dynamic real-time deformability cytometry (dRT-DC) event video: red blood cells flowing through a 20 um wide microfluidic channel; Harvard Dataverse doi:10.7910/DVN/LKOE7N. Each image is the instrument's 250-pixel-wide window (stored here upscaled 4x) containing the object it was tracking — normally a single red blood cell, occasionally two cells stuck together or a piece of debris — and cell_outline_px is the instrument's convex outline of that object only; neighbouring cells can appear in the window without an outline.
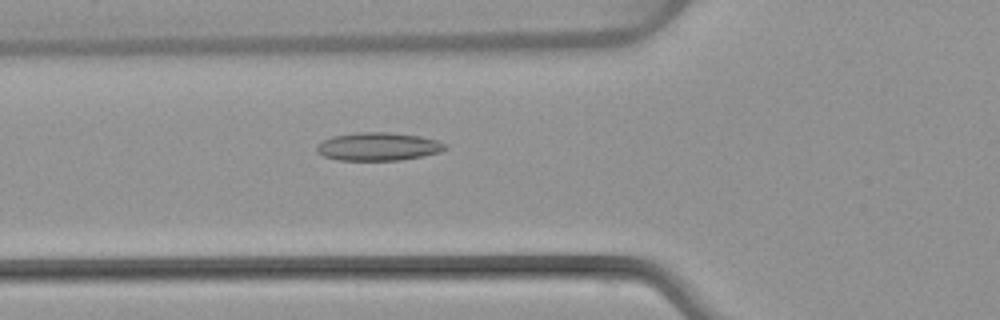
{"species": "common noctule bat (a hibernating species)", "species_latin": "Nyctalus noctula", "temperature_condition": "warm", "stored_images_in_passage": 50, "camera_frame_rate_fps": 3000, "um_per_image_px": 0.085, "animal": {"sex": "female", "body_mass_g": 22.7, "forearm_length_mm": 54.2}, "frame": {"image": 1, "passage_image": 18, "time_ms": 5.667, "image_size_px": [1000, 320], "cell_outline_px": [[448, 148], [440, 152], [400, 160], [340, 160], [324, 156], [316, 152], [316, 144], [332, 136], [360, 132], [388, 132], [420, 136], [436, 140], [444, 144]], "centroid_in_image_um": [32.12, 12.45], "position_along_channel_um": 93.7, "area_um2": 20.92}}
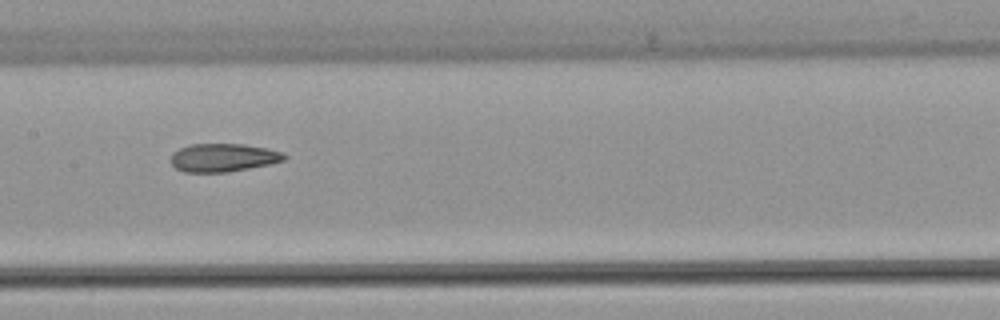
{"frame": {"image": 2, "passage_image": 25, "time_ms": 8.0, "image_size_px": [1000, 320], "cell_outline_px": [[288, 156], [284, 160], [268, 164], [228, 172], [184, 172], [176, 168], [172, 164], [172, 152], [180, 148], [192, 144], [244, 144], [268, 148], [284, 152]], "centroid_in_image_um": [18.99, 13.39], "position_along_channel_um": 188.4, "area_um2": 18.61}}
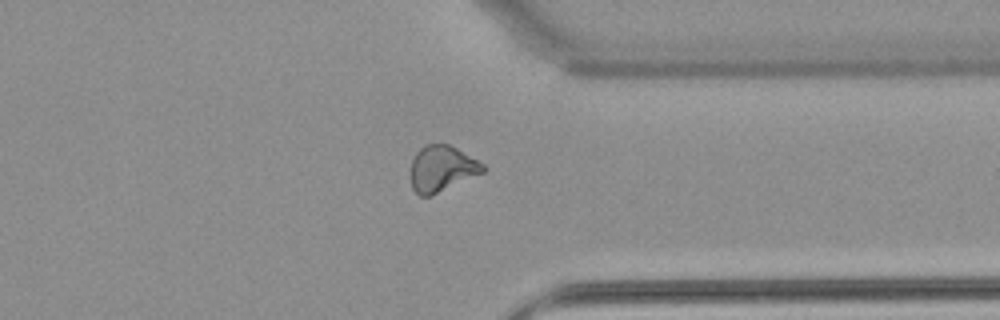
{"frame": {"image": 3, "passage_image": 39, "time_ms": 12.667, "image_size_px": [1000, 320], "cell_outline_px": [[488, 168], [484, 172], [432, 196], [420, 196], [412, 188], [412, 160], [416, 152], [424, 144], [448, 144], [456, 148], [484, 164]], "centroid_in_image_um": [37.57, 14.34], "position_along_channel_um": 373.8, "area_um2": 19.31}, "authors_computed_cell_mechanics": {"area_um2": 20.1722, "velocity_mm_per_s": 4.038, "shape_relaxation_time_tau1_ms": null, "shape_relaxation_time_tau2_ms": 2.9794, "deformation_change_tau1": null, "deformation_change_tau2": 0.1038}}